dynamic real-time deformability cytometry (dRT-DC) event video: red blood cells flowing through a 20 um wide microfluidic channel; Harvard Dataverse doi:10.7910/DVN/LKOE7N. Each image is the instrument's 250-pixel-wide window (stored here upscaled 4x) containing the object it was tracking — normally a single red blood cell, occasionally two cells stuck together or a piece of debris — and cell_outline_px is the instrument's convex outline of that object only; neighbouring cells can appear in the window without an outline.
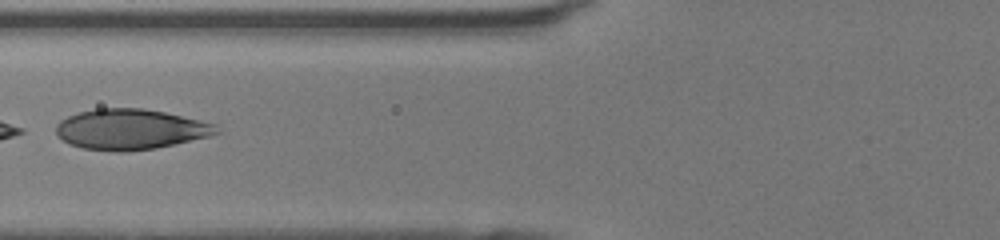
{"species": "human", "species_latin": "Homo sapiens", "temperature_condition": "room temperature", "stored_images_in_passage": 47, "camera_frame_rate_fps": 3000, "um_per_image_px": 0.085, "donor": {"sex": "female"}, "frame": {"image": 1, "passage_image": 21, "time_ms": 6.667, "image_size_px": [1000, 240], "cell_outline_px": [[224, 132], [212, 136], [156, 148], [124, 152], [116, 152], [84, 148], [68, 144], [56, 132], [56, 124], [60, 120], [68, 116], [80, 112], [96, 108], [144, 108], [164, 112], [216, 124]], "centroid_in_image_um": [11.13, 10.99], "position_along_channel_um": 114.7, "area_um2": 38.03}}
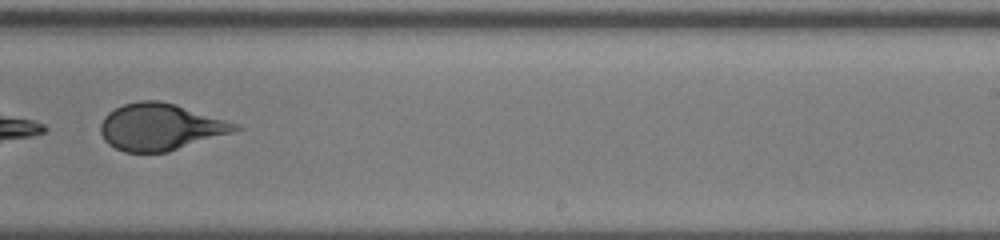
{"frame": {"image": 2, "passage_image": 32, "time_ms": 10.333, "image_size_px": [1000, 240], "cell_outline_px": [[244, 128], [236, 132], [168, 152], [124, 152], [108, 144], [104, 140], [100, 132], [100, 124], [104, 116], [108, 112], [124, 104], [140, 100], [156, 100], [176, 104], [240, 124]], "centroid_in_image_um": [13.67, 10.79], "position_along_channel_um": 275.3, "area_um2": 37.05}}